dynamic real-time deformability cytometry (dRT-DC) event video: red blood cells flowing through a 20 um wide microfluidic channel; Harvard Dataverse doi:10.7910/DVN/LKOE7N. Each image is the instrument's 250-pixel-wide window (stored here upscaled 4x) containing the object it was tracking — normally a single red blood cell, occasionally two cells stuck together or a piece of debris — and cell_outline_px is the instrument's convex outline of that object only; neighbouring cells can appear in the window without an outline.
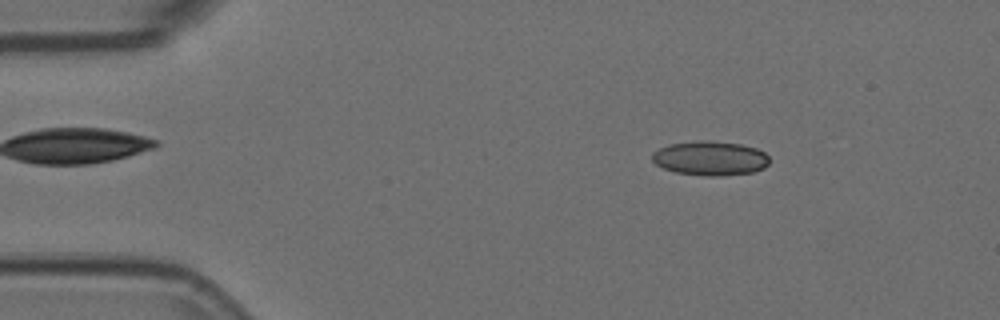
{"species": "Egyptian fruit bat (a non-hibernating species)", "species_latin": "Rousettus aegyptiacus", "temperature_condition": "room temperature", "stored_images_in_passage": 3, "camera_frame_rate_fps": 3000, "um_per_image_px": 0.085, "animal": {"sex": "female"}, "frame": {"image": 1, "passage_image": 1, "time_ms": 0.0, "image_size_px": [1000, 320], "cell_outline_px": [[768, 164], [764, 168], [752, 172], [720, 176], [708, 176], [676, 172], [664, 168], [656, 164], [652, 160], [652, 152], [668, 144], [700, 140], [708, 140], [740, 144], [756, 148], [764, 152], [768, 156]], "centroid_in_image_um": [60.36, 13.44], "position_along_channel_um": 24.6, "area_um2": 23.41}}